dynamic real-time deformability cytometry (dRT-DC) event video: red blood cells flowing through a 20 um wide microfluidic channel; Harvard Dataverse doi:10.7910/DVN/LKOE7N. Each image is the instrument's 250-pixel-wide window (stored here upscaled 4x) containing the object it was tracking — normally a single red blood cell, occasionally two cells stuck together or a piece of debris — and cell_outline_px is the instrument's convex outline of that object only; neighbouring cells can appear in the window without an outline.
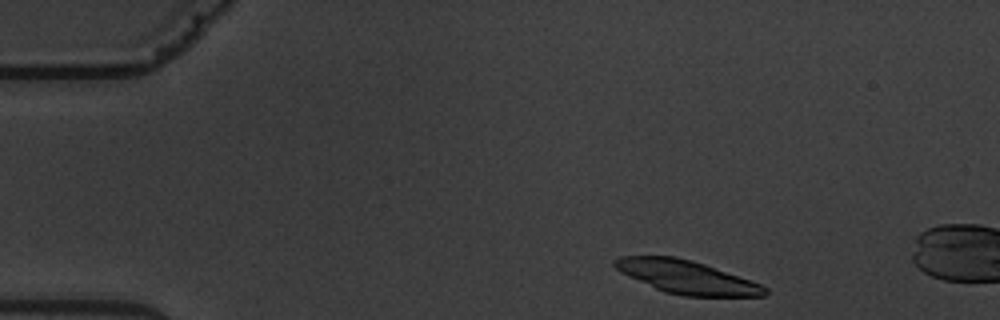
{"species": "common noctule bat (a hibernating species)", "species_latin": "Nyctalus noctula", "temperature_condition": "warm", "stored_images_in_passage": 3, "camera_frame_rate_fps": 3000, "um_per_image_px": 0.085, "animal": {"sex": "male", "body_mass_g": 19.5, "forearm_length_mm": 54.6}, "frame": {"image": 1, "passage_image": 1, "time_ms": 0.0, "image_size_px": [1000, 320], "cell_outline_px": [[768, 292], [764, 296], [684, 296], [664, 292], [628, 276], [620, 272], [612, 264], [612, 260], [620, 256], [676, 256], [692, 260], [704, 264], [760, 284], [768, 288]], "centroid_in_image_um": [58.32, 23.55], "position_along_channel_um": 26.7, "area_um2": 28.84}}